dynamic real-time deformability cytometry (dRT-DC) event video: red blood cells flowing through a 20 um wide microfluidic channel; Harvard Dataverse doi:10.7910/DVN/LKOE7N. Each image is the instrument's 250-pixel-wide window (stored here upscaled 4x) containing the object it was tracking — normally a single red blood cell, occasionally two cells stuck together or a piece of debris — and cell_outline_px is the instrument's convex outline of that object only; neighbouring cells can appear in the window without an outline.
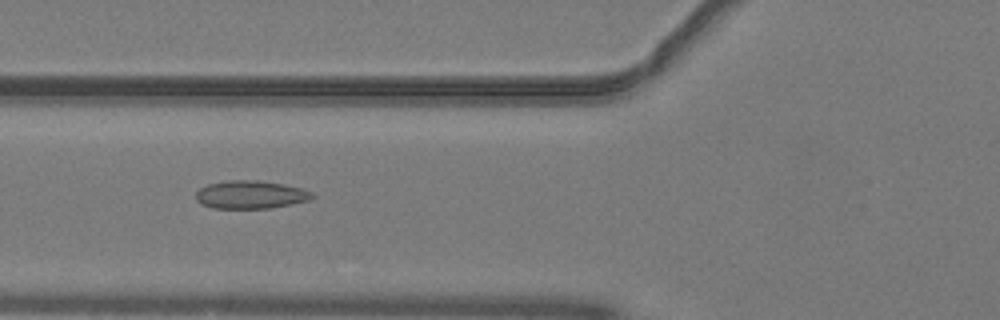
{"species": "common noctule bat (a hibernating species)", "species_latin": "Nyctalus noctula", "temperature_condition": "warm", "stored_images_in_passage": 51, "camera_frame_rate_fps": 3000, "um_per_image_px": 0.085, "animal": {"sex": "male", "body_mass_g": 19.2, "forearm_length_mm": 51.8}, "frame": {"image": 1, "passage_image": 20, "time_ms": 6.333, "image_size_px": [1000, 320], "cell_outline_px": [[316, 196], [308, 200], [292, 204], [268, 208], [212, 208], [200, 204], [196, 200], [196, 192], [200, 188], [208, 184], [228, 180], [256, 180], [284, 184], [300, 188], [312, 192]], "centroid_in_image_um": [21.28, 16.54], "position_along_channel_um": 104.5, "area_um2": 19.02}}
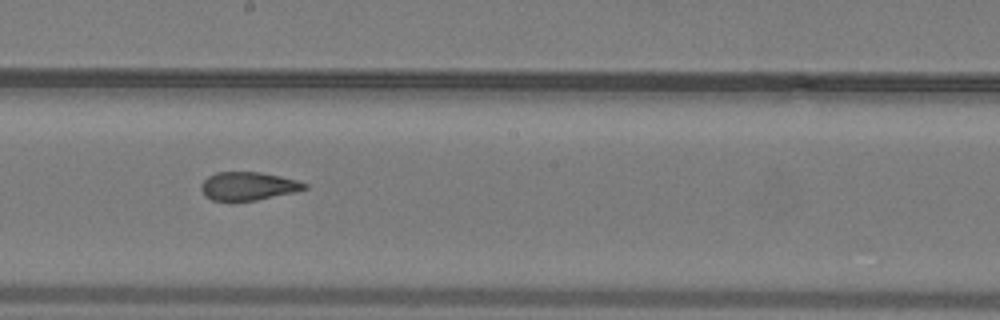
{"frame": {"image": 2, "passage_image": 29, "time_ms": 9.333, "image_size_px": [1000, 320], "cell_outline_px": [[308, 188], [296, 192], [256, 200], [212, 200], [204, 196], [200, 188], [200, 184], [208, 176], [216, 172], [260, 172], [280, 176], [296, 180], [308, 184]], "centroid_in_image_um": [21.09, 15.81], "position_along_channel_um": 227.1, "area_um2": 17.05}}
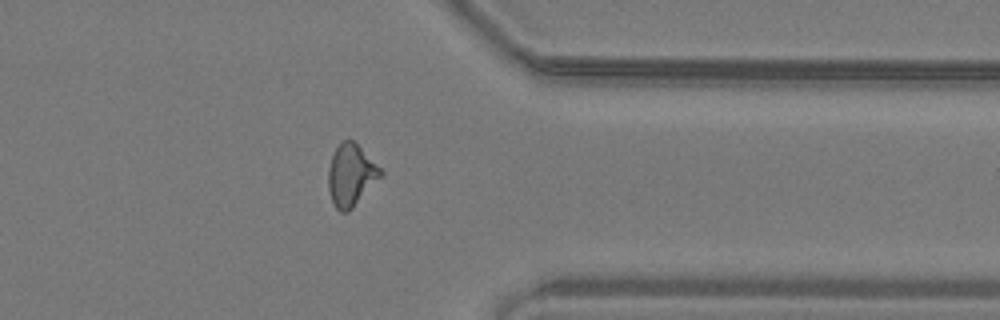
{"frame": {"image": 3, "passage_image": 41, "time_ms": 13.333, "image_size_px": [1000, 320], "cell_outline_px": [[384, 176], [348, 212], [340, 212], [336, 208], [332, 200], [328, 188], [328, 168], [332, 156], [336, 148], [344, 140], [352, 140], [384, 172]], "centroid_in_image_um": [29.85, 14.92], "position_along_channel_um": 381.6, "area_um2": 18.73}, "authors_computed_cell_mechanics": {"area_um2": 18.6116, "velocity_mm_per_s": 4.0675, "shape_relaxation_time_tau1_ms": null, "shape_relaxation_time_tau2_ms": 1.122, "deformation_change_tau1": null, "deformation_change_tau2": 0.0835}}